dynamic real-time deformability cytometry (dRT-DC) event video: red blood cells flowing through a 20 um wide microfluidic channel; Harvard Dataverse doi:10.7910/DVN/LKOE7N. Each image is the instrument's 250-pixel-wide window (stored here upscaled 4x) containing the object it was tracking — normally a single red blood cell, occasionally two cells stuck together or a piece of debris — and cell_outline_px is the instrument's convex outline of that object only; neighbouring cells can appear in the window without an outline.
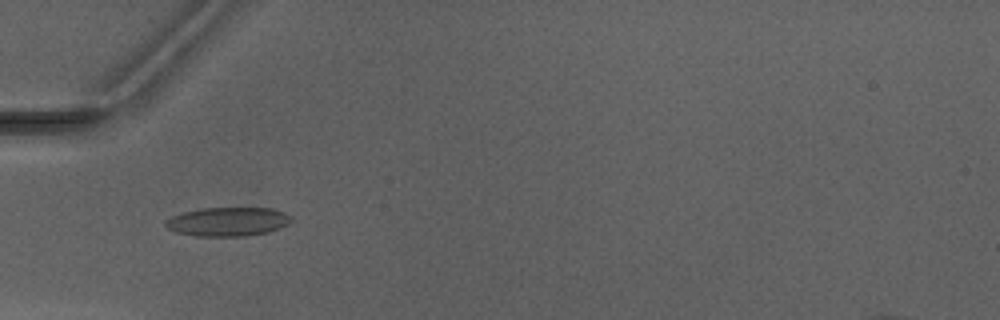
{"species": "Egyptian fruit bat (a non-hibernating species)", "species_latin": "Rousettus aegyptiacus", "temperature_condition": "warm", "stored_images_in_passage": 3, "camera_frame_rate_fps": 3000, "um_per_image_px": 0.085, "animal": {"sex": "male"}, "frame": {"image": 1, "passage_image": 2, "time_ms": 1.333, "image_size_px": [1000, 320], "cell_outline_px": [[292, 220], [288, 224], [280, 228], [268, 232], [244, 236], [196, 236], [176, 232], [168, 228], [164, 224], [172, 216], [184, 212], [200, 208], [272, 208], [284, 212], [292, 216]], "centroid_in_image_um": [19.4, 18.84], "position_along_channel_um": 65.6, "area_um2": 21.15}}